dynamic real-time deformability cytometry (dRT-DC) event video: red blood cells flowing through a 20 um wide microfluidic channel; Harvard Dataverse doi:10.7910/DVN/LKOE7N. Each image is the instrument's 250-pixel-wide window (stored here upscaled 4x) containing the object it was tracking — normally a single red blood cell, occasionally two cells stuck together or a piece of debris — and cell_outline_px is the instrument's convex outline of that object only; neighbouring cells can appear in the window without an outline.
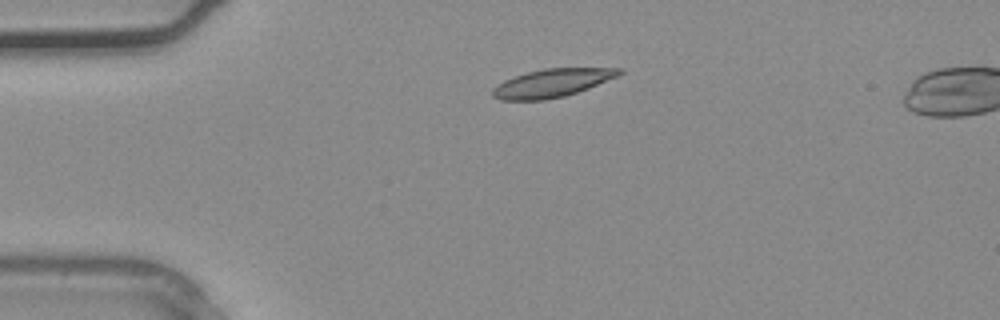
{"species": "common noctule bat (a hibernating species)", "species_latin": "Nyctalus noctula", "temperature_condition": "warm", "stored_images_in_passage": 35, "camera_frame_rate_fps": 3000, "um_per_image_px": 0.085, "animal": {"sex": "male", "body_mass_g": 20.4}, "frame": {"image": 1, "passage_image": 6, "time_ms": 1.667, "image_size_px": [1000, 320], "cell_outline_px": [[624, 72], [616, 76], [588, 88], [564, 96], [544, 100], [500, 100], [492, 96], [492, 88], [504, 80], [528, 72], [544, 68], [624, 68]], "centroid_in_image_um": [46.9, 7.06], "position_along_channel_um": 38.1, "area_um2": 20.58}}
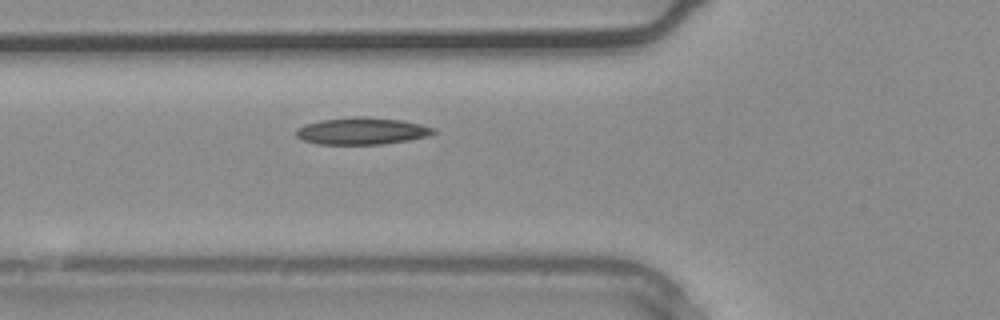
{"frame": {"image": 2, "passage_image": 11, "time_ms": 3.333, "image_size_px": [1000, 320], "cell_outline_px": [[436, 132], [428, 136], [408, 140], [380, 144], [320, 144], [304, 140], [296, 136], [296, 128], [304, 124], [320, 120], [356, 116], [368, 116], [400, 120], [420, 124], [432, 128]], "centroid_in_image_um": [30.73, 11.12], "position_along_channel_um": 95.1, "area_um2": 21.5}}